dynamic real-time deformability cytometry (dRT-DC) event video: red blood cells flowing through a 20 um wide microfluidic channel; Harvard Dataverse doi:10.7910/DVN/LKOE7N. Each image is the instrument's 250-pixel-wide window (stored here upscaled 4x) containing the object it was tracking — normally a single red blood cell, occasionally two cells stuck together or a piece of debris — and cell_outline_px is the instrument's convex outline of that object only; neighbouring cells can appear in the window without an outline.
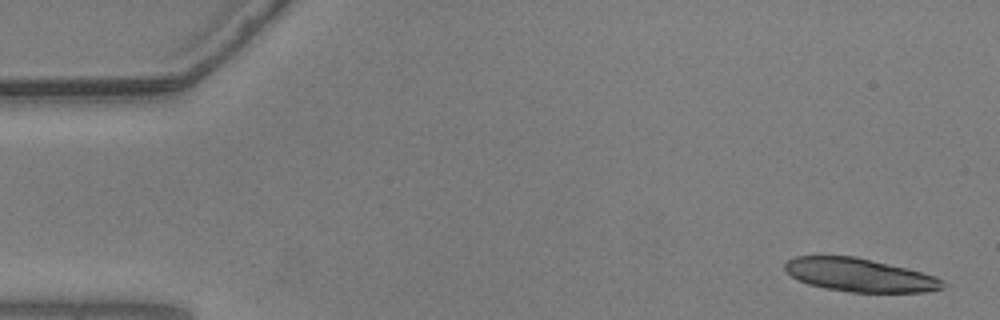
{"species": "common noctule bat (a hibernating species)", "species_latin": "Nyctalus noctula", "temperature_condition": "warm", "stored_images_in_passage": 51, "camera_frame_rate_fps": 3000, "um_per_image_px": 0.085, "animal": {"sex": "male", "body_mass_g": 20.5, "forearm_length_mm": 52.5}, "frame": {"image": 1, "passage_image": 1, "time_ms": 0.0, "image_size_px": [1000, 320], "cell_outline_px": [[944, 288], [928, 292], [852, 292], [828, 288], [808, 284], [792, 276], [784, 268], [784, 264], [788, 260], [796, 256], [856, 256], [908, 268], [936, 276], [944, 284]], "centroid_in_image_um": [73.09, 23.37], "position_along_channel_um": 11.9, "area_um2": 30.46}}
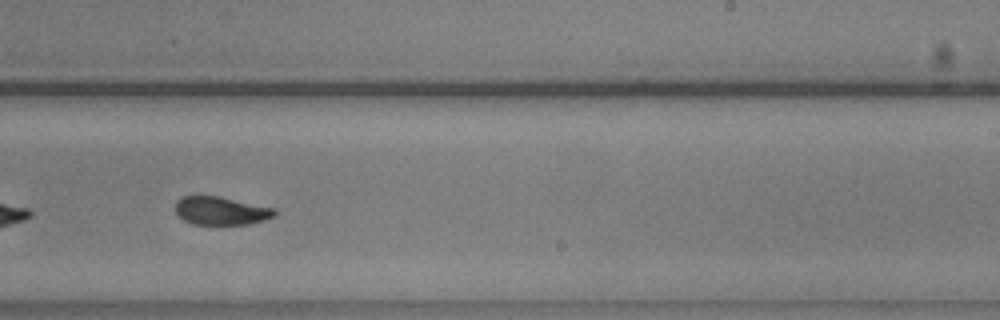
{"frame": {"image": 2, "passage_image": 33, "time_ms": 10.667, "image_size_px": [1000, 320], "cell_outline_px": [[276, 216], [264, 220], [248, 224], [216, 228], [192, 224], [184, 220], [176, 212], [176, 200], [184, 196], [220, 196], [276, 208]], "centroid_in_image_um": [18.81, 17.97], "position_along_channel_um": 270.2, "area_um2": 17.17}}
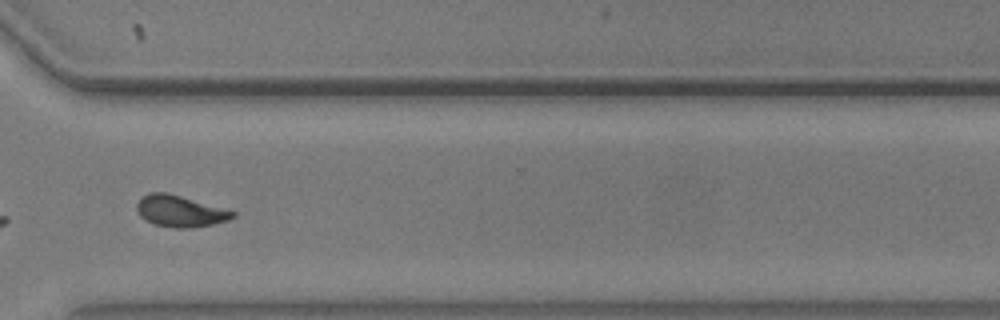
{"frame": {"image": 3, "passage_image": 40, "time_ms": 13.0, "image_size_px": [1000, 320], "cell_outline_px": [[236, 216], [228, 220], [212, 224], [192, 228], [172, 228], [152, 224], [140, 216], [136, 212], [136, 204], [140, 196], [152, 192], [168, 192], [236, 212]], "centroid_in_image_um": [15.25, 17.95], "position_along_channel_um": 355.3, "area_um2": 17.74}, "authors_computed_cell_mechanics": {"area_um2": 17.5134, "velocity_mm_per_s": 3.6537, "shape_relaxation_time_tau1_ms": 5.8039, "shape_relaxation_time_tau2_ms": 1.7207, "deformation_change_tau1": 0.1824, "deformation_change_tau2": 0.0789}}